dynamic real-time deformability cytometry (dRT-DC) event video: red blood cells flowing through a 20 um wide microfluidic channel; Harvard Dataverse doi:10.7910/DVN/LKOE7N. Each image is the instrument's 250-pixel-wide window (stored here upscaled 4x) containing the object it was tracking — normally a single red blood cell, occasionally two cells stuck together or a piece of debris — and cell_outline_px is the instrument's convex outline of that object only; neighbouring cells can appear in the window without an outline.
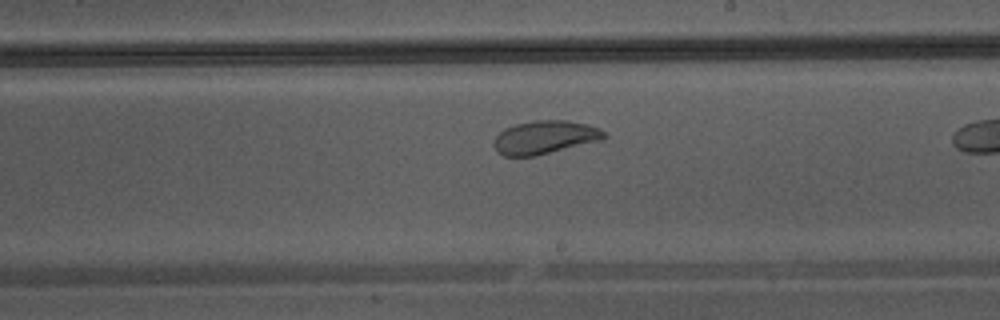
{"species": "Egyptian fruit bat (a non-hibernating species)", "species_latin": "Rousettus aegyptiacus", "temperature_condition": "warm", "stored_images_in_passage": 23, "camera_frame_rate_fps": 3000, "um_per_image_px": 0.085, "animal": {"sex": "male"}, "frame": {"image": 1, "passage_image": 14, "time_ms": 4.333, "image_size_px": [1000, 320], "cell_outline_px": [[608, 136], [604, 140], [536, 156], [504, 156], [492, 144], [496, 136], [504, 128], [516, 124], [536, 120], [568, 120], [588, 124], [600, 128]], "centroid_in_image_um": [46.37, 11.67], "position_along_channel_um": 242.6, "area_um2": 21.62}}